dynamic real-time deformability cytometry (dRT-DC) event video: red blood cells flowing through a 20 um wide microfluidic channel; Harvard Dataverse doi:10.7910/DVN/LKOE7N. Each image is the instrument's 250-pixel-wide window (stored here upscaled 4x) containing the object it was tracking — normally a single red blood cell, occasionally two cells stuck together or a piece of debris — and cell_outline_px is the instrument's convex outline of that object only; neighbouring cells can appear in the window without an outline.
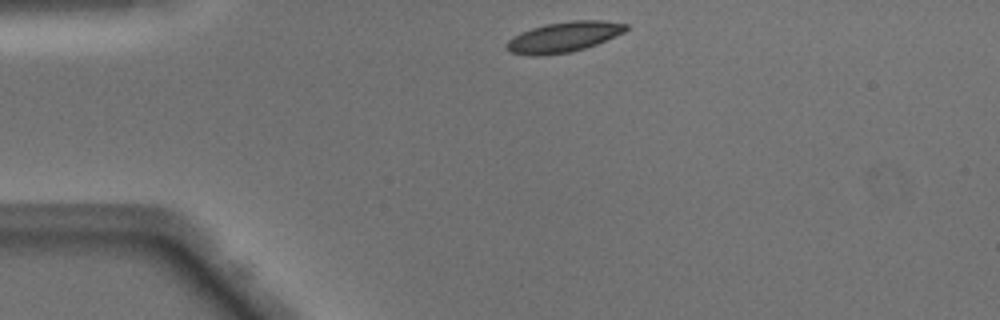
{"species": "Egyptian fruit bat (a non-hibernating species)", "species_latin": "Rousettus aegyptiacus", "temperature_condition": "warm", "stored_images_in_passage": 39, "camera_frame_rate_fps": 3000, "um_per_image_px": 0.085, "animal": {"sex": "male"}, "frame": {"image": 1, "passage_image": 1, "time_ms": 0.0, "image_size_px": [1000, 320], "cell_outline_px": [[628, 28], [624, 32], [596, 44], [572, 52], [540, 56], [528, 56], [508, 52], [504, 48], [504, 44], [512, 36], [532, 28], [544, 24], [572, 20], [600, 20], [628, 24]], "centroid_in_image_um": [47.84, 3.16], "position_along_channel_um": 37.2, "area_um2": 21.33}}
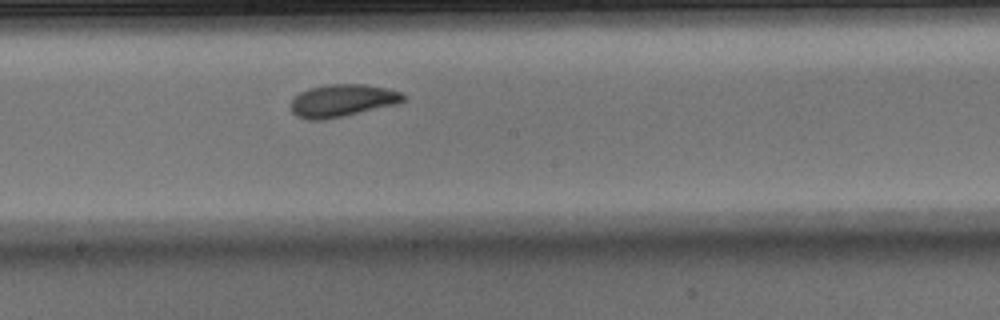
{"frame": {"image": 2, "passage_image": 17, "time_ms": 5.333, "image_size_px": [1000, 320], "cell_outline_px": [[408, 96], [404, 100], [396, 104], [344, 116], [324, 120], [308, 120], [296, 116], [292, 112], [292, 100], [300, 92], [308, 88], [328, 84], [364, 84], [388, 88], [400, 92]], "centroid_in_image_um": [29.11, 8.54], "position_along_channel_um": 219.1, "area_um2": 21.33}}
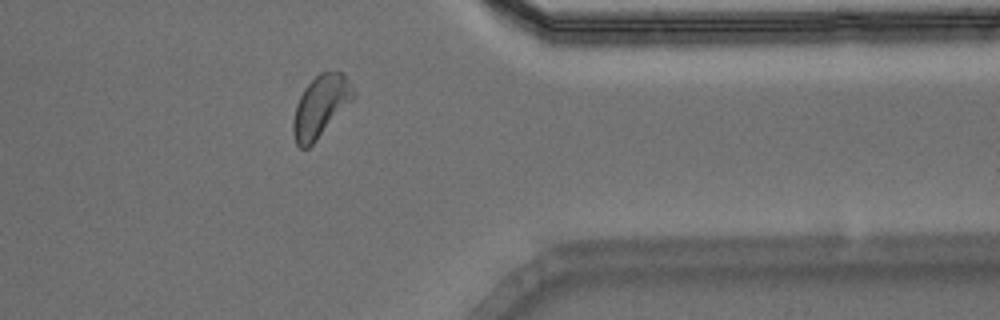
{"frame": {"image": 3, "passage_image": 30, "time_ms": 9.667, "image_size_px": [1000, 320], "cell_outline_px": [[356, 96], [316, 140], [308, 148], [300, 148], [296, 144], [292, 132], [292, 120], [296, 104], [304, 88], [320, 72], [340, 72], [344, 76], [356, 92]], "centroid_in_image_um": [27.22, 9.05], "position_along_channel_um": 384.2, "area_um2": 21.33}, "authors_computed_cell_mechanics": {"area_um2": 21.0392, "velocity_mm_per_s": 4.0729, "shape_relaxation_time_tau1_ms": 2.554, "shape_relaxation_time_tau2_ms": 1.5041, "deformation_change_tau1": 0.0961, "deformation_change_tau2": 0.0572}}